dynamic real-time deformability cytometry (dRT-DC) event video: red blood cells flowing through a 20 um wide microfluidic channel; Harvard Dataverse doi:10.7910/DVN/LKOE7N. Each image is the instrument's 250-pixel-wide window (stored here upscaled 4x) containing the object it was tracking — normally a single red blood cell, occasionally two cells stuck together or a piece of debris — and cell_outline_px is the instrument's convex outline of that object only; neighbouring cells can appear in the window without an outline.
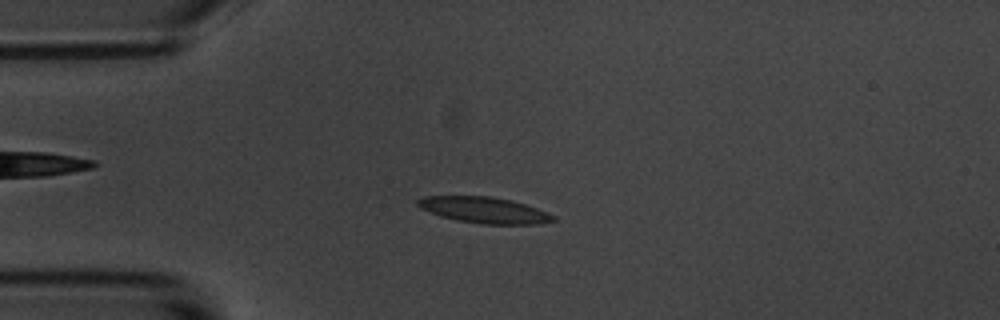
{"species": "common noctule bat (a hibernating species)", "species_latin": "Nyctalus noctula", "temperature_condition": "room temperature", "stored_images_in_passage": 7, "camera_frame_rate_fps": 3000, "um_per_image_px": 0.085, "animal": {"sex": "male", "body_mass_g": 20.1, "forearm_length_mm": 53.5}, "frame": {"image": 1, "passage_image": 4, "time_ms": 3.333, "image_size_px": [1000, 320], "cell_outline_px": [[556, 220], [540, 224], [480, 224], [456, 220], [440, 216], [420, 208], [416, 204], [416, 200], [424, 196], [492, 196], [512, 200], [536, 208], [556, 216]], "centroid_in_image_um": [41.15, 17.85], "position_along_channel_um": 43.9, "area_um2": 20.69}}
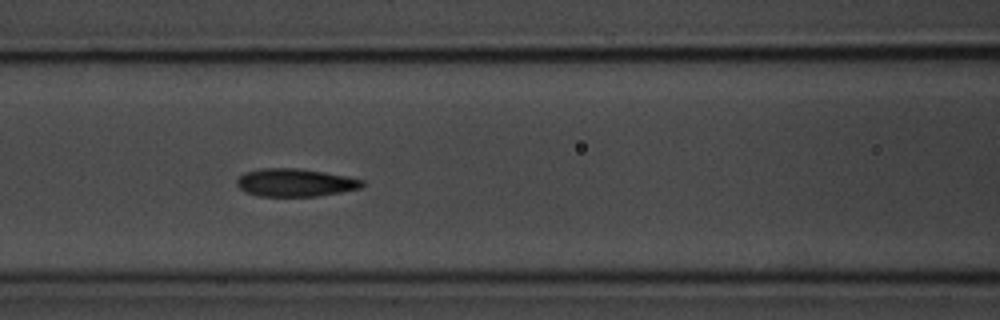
{"frame": {"image": 2, "passage_image": 7, "time_ms": 6.667, "image_size_px": [1000, 320], "cell_outline_px": [[364, 184], [360, 188], [340, 192], [316, 196], [256, 196], [244, 192], [236, 184], [236, 180], [244, 172], [260, 168], [296, 168], [324, 172], [364, 180]], "centroid_in_image_um": [25.03, 15.52], "position_along_channel_um": 141.6, "area_um2": 20.35}}